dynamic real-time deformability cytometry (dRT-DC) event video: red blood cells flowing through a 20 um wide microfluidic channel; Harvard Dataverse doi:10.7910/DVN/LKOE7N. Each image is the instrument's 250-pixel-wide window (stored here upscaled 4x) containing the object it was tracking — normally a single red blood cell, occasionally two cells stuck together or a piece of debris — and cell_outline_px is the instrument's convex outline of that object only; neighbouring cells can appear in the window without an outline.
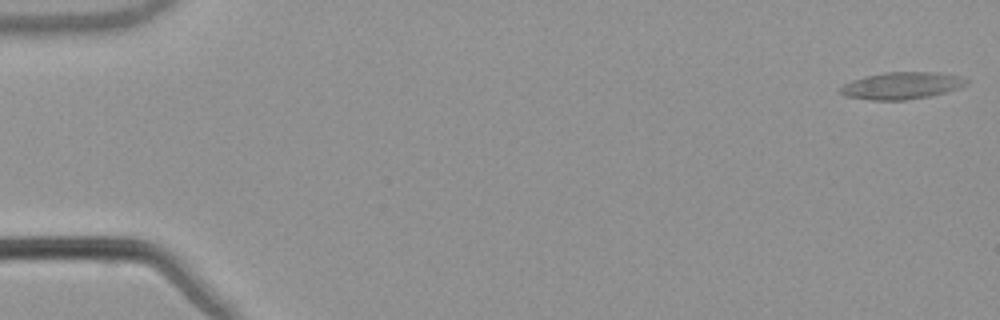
{"species": "common noctule bat (a hibernating species)", "species_latin": "Nyctalus noctula", "temperature_condition": "warm", "stored_images_in_passage": 5, "camera_frame_rate_fps": 3000, "um_per_image_px": 0.085, "animal": {"sex": "male", "body_mass_g": 21.5, "forearm_length_mm": 52.0}, "frame": {"image": 1, "passage_image": 1, "time_ms": 0.0, "image_size_px": [1000, 320], "cell_outline_px": [[968, 84], [944, 92], [928, 96], [904, 100], [872, 100], [844, 96], [840, 92], [840, 88], [844, 84], [852, 80], [864, 76], [884, 72], [936, 72], [960, 76], [968, 80]], "centroid_in_image_um": [76.61, 7.27], "position_along_channel_um": 8.4, "area_um2": 19.71}}